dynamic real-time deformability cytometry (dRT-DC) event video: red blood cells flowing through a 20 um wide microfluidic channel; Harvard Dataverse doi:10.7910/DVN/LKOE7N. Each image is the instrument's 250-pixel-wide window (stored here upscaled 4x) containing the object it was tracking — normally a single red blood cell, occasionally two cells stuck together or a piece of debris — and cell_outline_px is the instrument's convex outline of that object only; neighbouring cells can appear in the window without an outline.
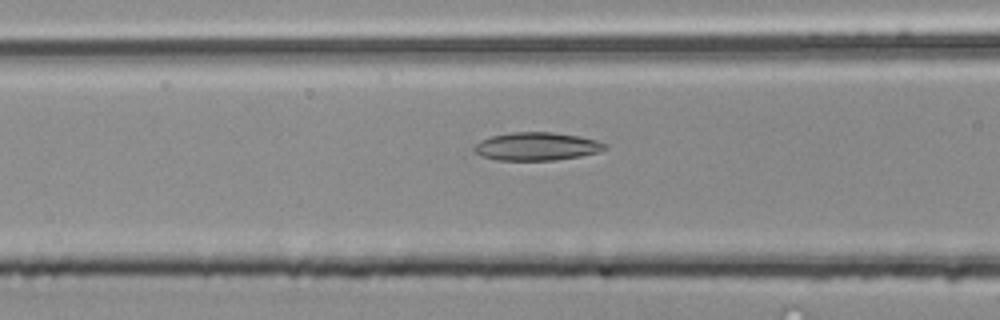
{"species": "common noctule bat (a hibernating species)", "species_latin": "Nyctalus noctula", "temperature_condition": "room temperature", "stored_images_in_passage": 28, "camera_frame_rate_fps": 3000, "um_per_image_px": 0.085, "animal": {"sex": "male", "body_mass_g": 20.4}, "frame": {"image": 1, "passage_image": 5, "time_ms": 1.333, "image_size_px": [1000, 320], "cell_outline_px": [[608, 148], [600, 152], [580, 156], [556, 160], [496, 160], [484, 156], [476, 152], [472, 148], [480, 140], [492, 136], [512, 132], [552, 132], [580, 136], [596, 140], [608, 144]], "centroid_in_image_um": [45.67, 12.44], "position_along_channel_um": 120.9, "area_um2": 21.44}}
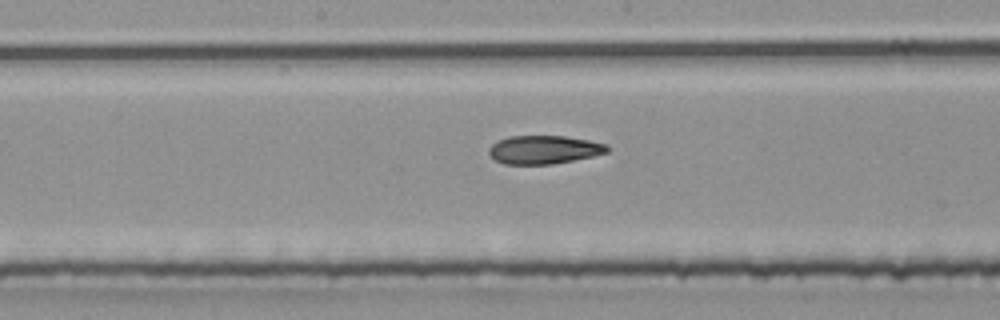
{"frame": {"image": 2, "passage_image": 11, "time_ms": 3.333, "image_size_px": [1000, 320], "cell_outline_px": [[608, 152], [592, 156], [552, 164], [504, 164], [496, 160], [488, 152], [488, 148], [496, 140], [508, 136], [564, 136], [588, 140], [608, 144]], "centroid_in_image_um": [46.21, 12.71], "position_along_channel_um": 202.0, "area_um2": 19.54}}
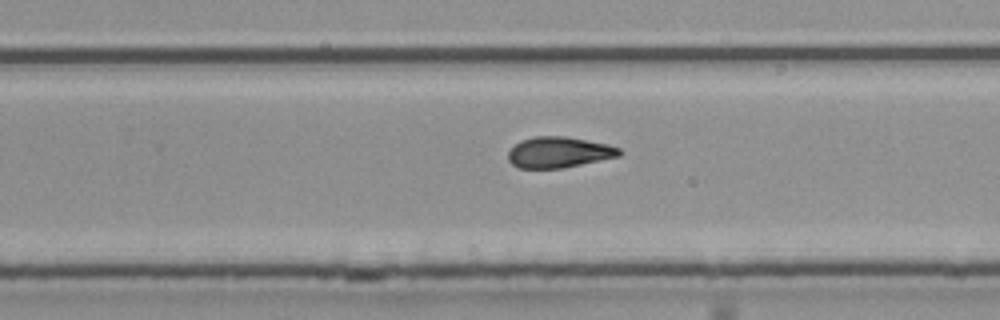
{"frame": {"image": 3, "passage_image": 17, "time_ms": 5.333, "image_size_px": [1000, 320], "cell_outline_px": [[620, 156], [564, 168], [520, 168], [512, 164], [508, 160], [508, 152], [520, 140], [536, 136], [564, 136], [608, 144], [620, 148]], "centroid_in_image_um": [47.5, 12.94], "position_along_channel_um": 282.3, "area_um2": 19.94}, "authors_computed_cell_mechanics": {"area_um2": 20.2589, "velocity_mm_per_s": 4.032, "shape_relaxation_time_tau1_ms": 10.687, "shape_relaxation_time_tau2_ms": 3.6553, "deformation_change_tau1": 0.2383, "deformation_change_tau2": 0.1056}}